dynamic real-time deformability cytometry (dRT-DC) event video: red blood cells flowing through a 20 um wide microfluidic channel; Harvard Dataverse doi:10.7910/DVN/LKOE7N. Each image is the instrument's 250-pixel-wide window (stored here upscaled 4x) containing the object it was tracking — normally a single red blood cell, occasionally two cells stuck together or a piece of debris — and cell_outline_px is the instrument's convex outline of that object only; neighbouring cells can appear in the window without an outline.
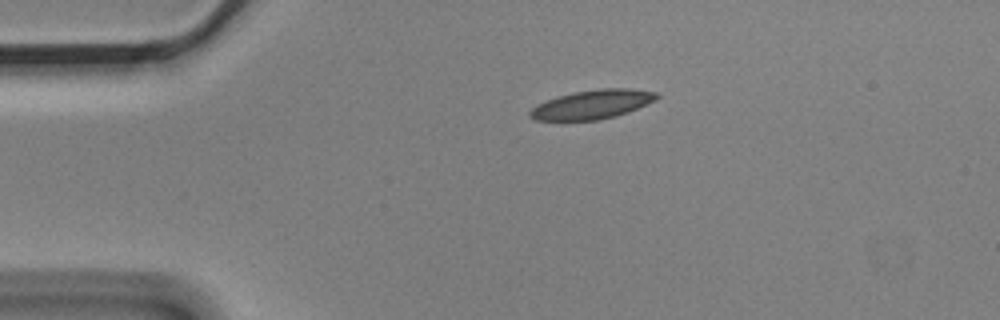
{"species": "Egyptian fruit bat (a non-hibernating species)", "species_latin": "Rousettus aegyptiacus", "temperature_condition": "cold", "stored_images_in_passage": 3, "camera_frame_rate_fps": 3000, "um_per_image_px": 0.085, "animal": {"sex": "male"}, "frame": {"image": 1, "passage_image": 1, "time_ms": 0.0, "image_size_px": [1000, 320], "cell_outline_px": [[660, 96], [656, 100], [628, 112], [616, 116], [596, 120], [564, 124], [536, 120], [528, 116], [528, 112], [536, 104], [556, 96], [576, 92], [600, 88], [628, 88], [660, 92]], "centroid_in_image_um": [50.27, 8.92], "position_along_channel_um": 34.7, "area_um2": 22.43}}
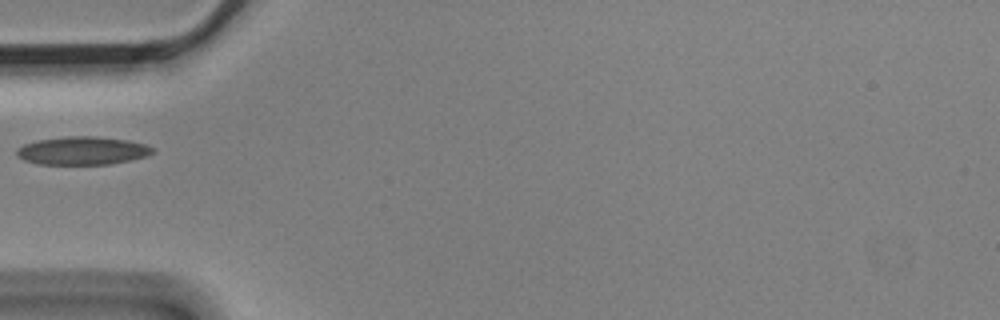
{"frame": {"image": 2, "passage_image": 3, "time_ms": 0.667, "image_size_px": [1000, 320], "cell_outline_px": [[156, 152], [148, 156], [132, 160], [112, 164], [36, 164], [24, 160], [16, 156], [16, 148], [24, 144], [36, 140], [68, 136], [92, 136], [128, 140], [144, 144], [156, 148]], "centroid_in_image_um": [7.03, 12.81], "position_along_channel_um": 78.0, "area_um2": 22.6}}